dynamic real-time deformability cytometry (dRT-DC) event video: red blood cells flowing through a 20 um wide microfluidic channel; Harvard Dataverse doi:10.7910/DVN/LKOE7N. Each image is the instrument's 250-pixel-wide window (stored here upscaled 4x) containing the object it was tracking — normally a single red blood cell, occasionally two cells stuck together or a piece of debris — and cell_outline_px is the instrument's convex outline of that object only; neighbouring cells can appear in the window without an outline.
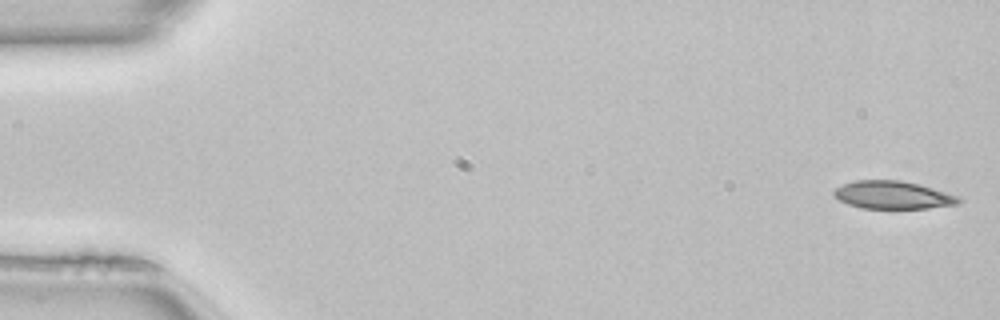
{"species": "common noctule bat (a hibernating species)", "species_latin": "Nyctalus noctula", "temperature_condition": "room temperature", "stored_images_in_passage": 50, "camera_frame_rate_fps": 3000, "um_per_image_px": 0.085, "animal": {"sex": "female", "body_mass_g": 22.7, "forearm_length_mm": 54.2}, "frame": {"image": 1, "passage_image": 1, "time_ms": 0.0, "image_size_px": [1000, 320], "cell_outline_px": [[964, 200], [960, 204], [928, 208], [860, 208], [848, 204], [840, 200], [832, 192], [836, 188], [844, 184], [856, 180], [900, 180], [920, 184], [956, 196]], "centroid_in_image_um": [75.91, 16.58], "position_along_channel_um": 9.1, "area_um2": 20.11}}
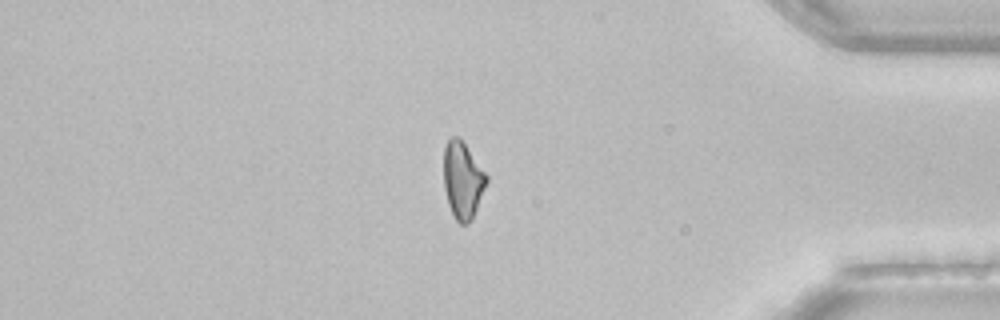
{"frame": {"image": 2, "passage_image": 42, "time_ms": 13.667, "image_size_px": [1000, 320], "cell_outline_px": [[488, 180], [472, 220], [468, 224], [460, 224], [456, 220], [448, 204], [444, 188], [444, 148], [448, 140], [452, 136], [460, 136], [488, 176]], "centroid_in_image_um": [39.33, 15.3], "position_along_channel_um": 395.9, "area_um2": 19.25}}
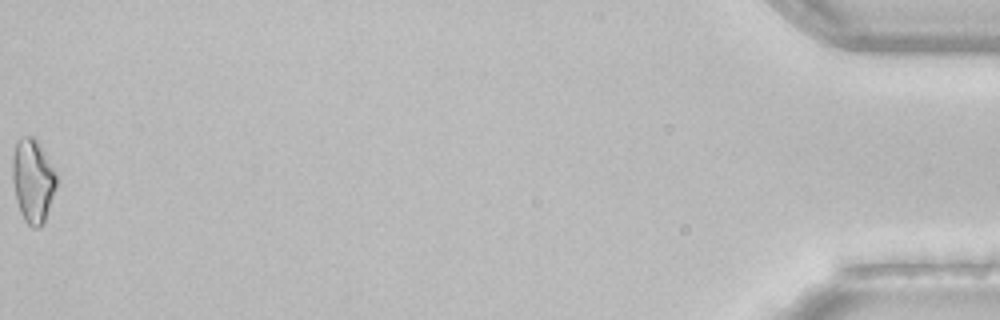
{"frame": {"image": 3, "passage_image": 50, "time_ms": 16.333, "image_size_px": [1000, 320], "cell_outline_px": [[56, 188], [44, 224], [40, 228], [32, 228], [24, 220], [20, 212], [16, 200], [12, 180], [12, 156], [16, 140], [20, 136], [32, 136], [36, 140], [56, 172]], "centroid_in_image_um": [2.77, 15.38], "position_along_channel_um": 432.4, "area_um2": 21.62}}